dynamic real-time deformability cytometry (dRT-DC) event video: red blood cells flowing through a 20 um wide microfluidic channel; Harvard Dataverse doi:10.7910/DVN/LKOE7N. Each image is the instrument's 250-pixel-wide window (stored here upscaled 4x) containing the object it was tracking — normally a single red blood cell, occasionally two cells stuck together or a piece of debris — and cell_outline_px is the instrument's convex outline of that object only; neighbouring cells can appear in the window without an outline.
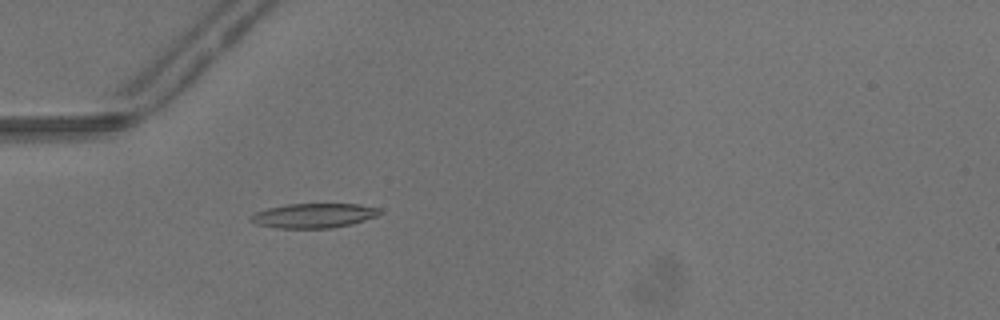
{"species": "common noctule bat (a hibernating species)", "species_latin": "Nyctalus noctula", "temperature_condition": "warm", "stored_images_in_passage": 39, "camera_frame_rate_fps": 3000, "um_per_image_px": 0.085, "animal": {"sex": "male", "body_mass_g": 13.3}, "frame": {"image": 1, "passage_image": 6, "time_ms": 1.667, "image_size_px": [1000, 320], "cell_outline_px": [[384, 212], [376, 216], [352, 224], [332, 228], [276, 228], [256, 224], [248, 220], [248, 216], [256, 212], [268, 208], [288, 204], [360, 204], [380, 208]], "centroid_in_image_um": [26.67, 18.33], "position_along_channel_um": 58.3, "area_um2": 18.61}}
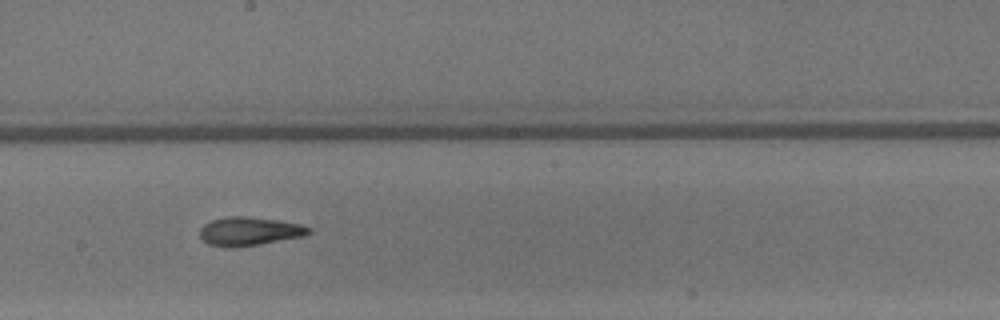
{"frame": {"image": 2, "passage_image": 18, "time_ms": 5.667, "image_size_px": [1000, 320], "cell_outline_px": [[312, 232], [304, 236], [260, 244], [208, 244], [200, 236], [200, 228], [204, 224], [212, 220], [232, 216], [244, 216], [276, 220], [300, 224], [312, 228]], "centroid_in_image_um": [21.27, 19.61], "position_along_channel_um": 226.9, "area_um2": 17.28}}
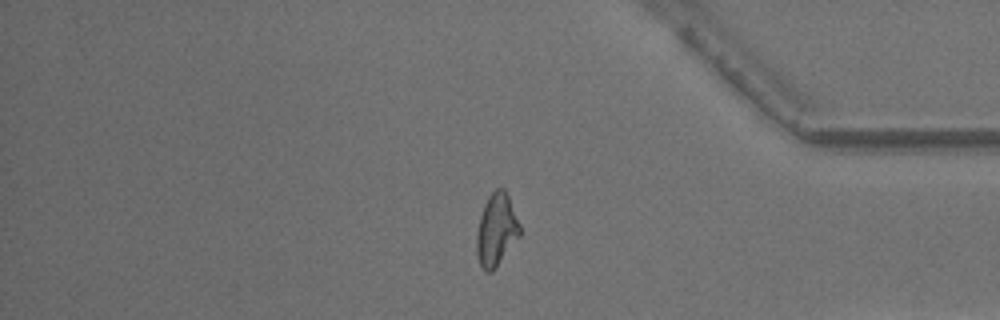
{"frame": {"image": 3, "passage_image": 31, "time_ms": 10.0, "image_size_px": [1000, 320], "cell_outline_px": [[520, 236], [492, 272], [488, 272], [480, 264], [476, 252], [476, 236], [480, 216], [484, 204], [488, 196], [496, 188], [504, 188], [508, 196], [520, 224]], "centroid_in_image_um": [42.19, 19.52], "position_along_channel_um": 393.0, "area_um2": 18.09}, "authors_computed_cell_mechanics": {"area_um2": 17.918, "velocity_mm_per_s": 4.356, "shape_relaxation_time_tau1_ms": 7.2605, "shape_relaxation_time_tau2_ms": 3.3151, "deformation_change_tau1": 0.2437, "deformation_change_tau2": 0.104}}